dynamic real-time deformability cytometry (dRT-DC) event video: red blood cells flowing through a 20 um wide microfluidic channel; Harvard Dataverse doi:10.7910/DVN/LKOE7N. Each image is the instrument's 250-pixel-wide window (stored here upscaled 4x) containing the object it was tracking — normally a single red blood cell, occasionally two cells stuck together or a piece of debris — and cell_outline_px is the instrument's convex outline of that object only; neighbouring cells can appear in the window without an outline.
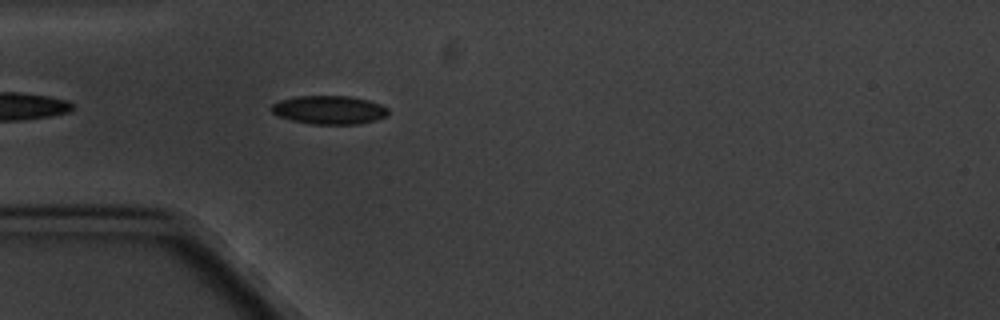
{"species": "common noctule bat (a hibernating species)", "species_latin": "Nyctalus noctula", "temperature_condition": "cold", "stored_images_in_passage": 2, "camera_frame_rate_fps": 3000, "um_per_image_px": 0.085, "animal": {"sex": "male", "body_mass_g": 20.1, "forearm_length_mm": 53.5}, "frame": {"image": 1, "passage_image": 2, "time_ms": 1.333, "image_size_px": [1000, 320], "cell_outline_px": [[388, 116], [376, 120], [360, 124], [312, 124], [292, 120], [276, 116], [272, 112], [272, 104], [280, 100], [296, 96], [352, 96], [368, 100], [380, 104], [388, 108]], "centroid_in_image_um": [28.0, 9.34], "position_along_channel_um": 57.0, "area_um2": 19.54}}